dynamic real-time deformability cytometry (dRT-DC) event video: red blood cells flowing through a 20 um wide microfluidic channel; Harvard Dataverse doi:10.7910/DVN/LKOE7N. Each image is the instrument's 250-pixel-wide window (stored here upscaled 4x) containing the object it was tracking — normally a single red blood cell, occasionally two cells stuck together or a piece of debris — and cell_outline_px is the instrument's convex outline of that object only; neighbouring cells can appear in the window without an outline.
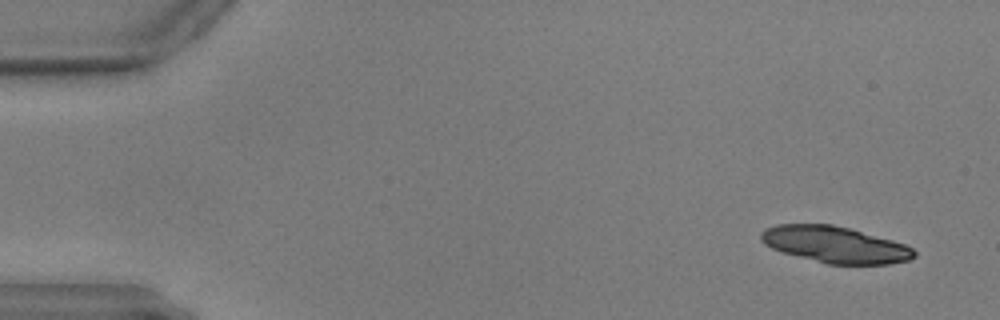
{"species": "common noctule bat (a hibernating species)", "species_latin": "Nyctalus noctula", "temperature_condition": "warm", "stored_images_in_passage": 60, "camera_frame_rate_fps": 3000, "um_per_image_px": 0.085, "animal": {"sex": "male", "body_mass_g": 17.9, "forearm_length_mm": 54.2}, "frame": {"image": 1, "passage_image": 4, "time_ms": 1.0, "image_size_px": [1000, 320], "cell_outline_px": [[916, 256], [908, 260], [888, 264], [828, 264], [780, 252], [764, 244], [760, 240], [760, 232], [764, 228], [776, 224], [832, 224], [848, 228], [892, 240], [904, 244], [912, 248], [916, 252]], "centroid_in_image_um": [70.92, 20.79], "position_along_channel_um": 14.1, "area_um2": 32.54}}
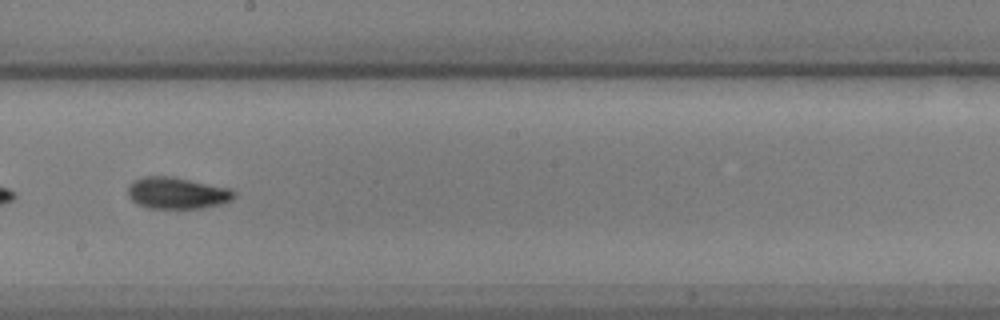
{"frame": {"image": 2, "passage_image": 34, "time_ms": 11.0, "image_size_px": [1000, 320], "cell_outline_px": [[236, 196], [232, 200], [220, 204], [200, 208], [148, 208], [136, 204], [128, 196], [128, 184], [132, 180], [144, 176], [172, 176], [232, 188], [236, 192]], "centroid_in_image_um": [15.05, 16.4], "position_along_channel_um": 233.2, "area_um2": 19.88}}
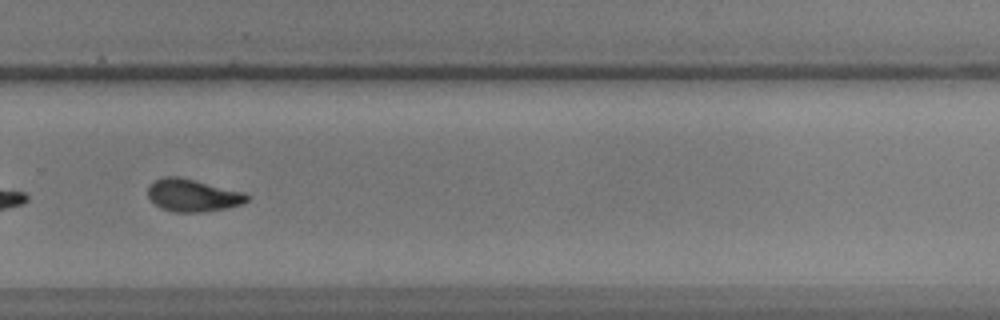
{"frame": {"image": 3, "passage_image": 41, "time_ms": 13.333, "image_size_px": [1000, 320], "cell_outline_px": [[248, 200], [240, 204], [228, 208], [204, 212], [172, 212], [160, 208], [148, 196], [148, 188], [156, 180], [164, 176], [176, 176], [244, 192], [248, 196]], "centroid_in_image_um": [16.38, 16.62], "position_along_channel_um": 313.4, "area_um2": 18.5}}